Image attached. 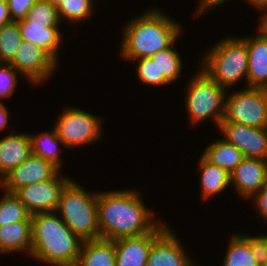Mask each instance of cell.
Instances as JSON below:
<instances>
[{
    "label": "cell",
    "mask_w": 267,
    "mask_h": 266,
    "mask_svg": "<svg viewBox=\"0 0 267 266\" xmlns=\"http://www.w3.org/2000/svg\"><path fill=\"white\" fill-rule=\"evenodd\" d=\"M134 189L99 191L97 194L99 238L116 240L151 232L161 220Z\"/></svg>",
    "instance_id": "1"
},
{
    "label": "cell",
    "mask_w": 267,
    "mask_h": 266,
    "mask_svg": "<svg viewBox=\"0 0 267 266\" xmlns=\"http://www.w3.org/2000/svg\"><path fill=\"white\" fill-rule=\"evenodd\" d=\"M148 10L130 18L121 30L122 41L118 51L123 61L150 58L170 47L183 34L179 21L154 7Z\"/></svg>",
    "instance_id": "2"
},
{
    "label": "cell",
    "mask_w": 267,
    "mask_h": 266,
    "mask_svg": "<svg viewBox=\"0 0 267 266\" xmlns=\"http://www.w3.org/2000/svg\"><path fill=\"white\" fill-rule=\"evenodd\" d=\"M83 242L56 212L32 215L30 259L45 266H75Z\"/></svg>",
    "instance_id": "3"
},
{
    "label": "cell",
    "mask_w": 267,
    "mask_h": 266,
    "mask_svg": "<svg viewBox=\"0 0 267 266\" xmlns=\"http://www.w3.org/2000/svg\"><path fill=\"white\" fill-rule=\"evenodd\" d=\"M240 37L221 38L201 55L199 62L201 66L198 69L226 90L234 88L239 82L241 84L244 79L245 87H248V49L246 41Z\"/></svg>",
    "instance_id": "4"
},
{
    "label": "cell",
    "mask_w": 267,
    "mask_h": 266,
    "mask_svg": "<svg viewBox=\"0 0 267 266\" xmlns=\"http://www.w3.org/2000/svg\"><path fill=\"white\" fill-rule=\"evenodd\" d=\"M97 194V190L89 192L71 179L63 188L55 211L83 241L99 239Z\"/></svg>",
    "instance_id": "5"
},
{
    "label": "cell",
    "mask_w": 267,
    "mask_h": 266,
    "mask_svg": "<svg viewBox=\"0 0 267 266\" xmlns=\"http://www.w3.org/2000/svg\"><path fill=\"white\" fill-rule=\"evenodd\" d=\"M186 82L185 109L188 112V124L196 126L212 118L217 127L225 114V96L228 90L211 79L202 69Z\"/></svg>",
    "instance_id": "6"
},
{
    "label": "cell",
    "mask_w": 267,
    "mask_h": 266,
    "mask_svg": "<svg viewBox=\"0 0 267 266\" xmlns=\"http://www.w3.org/2000/svg\"><path fill=\"white\" fill-rule=\"evenodd\" d=\"M54 122V129L66 149L82 148L103 137V119L80 108L63 107Z\"/></svg>",
    "instance_id": "7"
},
{
    "label": "cell",
    "mask_w": 267,
    "mask_h": 266,
    "mask_svg": "<svg viewBox=\"0 0 267 266\" xmlns=\"http://www.w3.org/2000/svg\"><path fill=\"white\" fill-rule=\"evenodd\" d=\"M221 122L251 127H267V89L244 87L225 96V114Z\"/></svg>",
    "instance_id": "8"
},
{
    "label": "cell",
    "mask_w": 267,
    "mask_h": 266,
    "mask_svg": "<svg viewBox=\"0 0 267 266\" xmlns=\"http://www.w3.org/2000/svg\"><path fill=\"white\" fill-rule=\"evenodd\" d=\"M9 64L32 86L49 80L59 65L45 50L26 40H22Z\"/></svg>",
    "instance_id": "9"
},
{
    "label": "cell",
    "mask_w": 267,
    "mask_h": 266,
    "mask_svg": "<svg viewBox=\"0 0 267 266\" xmlns=\"http://www.w3.org/2000/svg\"><path fill=\"white\" fill-rule=\"evenodd\" d=\"M71 179L60 171L53 179L25 186L15 194L31 215L55 212L63 188Z\"/></svg>",
    "instance_id": "10"
},
{
    "label": "cell",
    "mask_w": 267,
    "mask_h": 266,
    "mask_svg": "<svg viewBox=\"0 0 267 266\" xmlns=\"http://www.w3.org/2000/svg\"><path fill=\"white\" fill-rule=\"evenodd\" d=\"M218 131L222 138L237 147L244 157L267 160V127L221 122Z\"/></svg>",
    "instance_id": "11"
},
{
    "label": "cell",
    "mask_w": 267,
    "mask_h": 266,
    "mask_svg": "<svg viewBox=\"0 0 267 266\" xmlns=\"http://www.w3.org/2000/svg\"><path fill=\"white\" fill-rule=\"evenodd\" d=\"M59 172L52 163L31 154L0 180V190L16 193L25 186L53 179Z\"/></svg>",
    "instance_id": "12"
},
{
    "label": "cell",
    "mask_w": 267,
    "mask_h": 266,
    "mask_svg": "<svg viewBox=\"0 0 267 266\" xmlns=\"http://www.w3.org/2000/svg\"><path fill=\"white\" fill-rule=\"evenodd\" d=\"M171 225L161 221L151 232L114 240L116 266H146L152 243Z\"/></svg>",
    "instance_id": "13"
},
{
    "label": "cell",
    "mask_w": 267,
    "mask_h": 266,
    "mask_svg": "<svg viewBox=\"0 0 267 266\" xmlns=\"http://www.w3.org/2000/svg\"><path fill=\"white\" fill-rule=\"evenodd\" d=\"M169 226L153 243L146 266H194L178 233Z\"/></svg>",
    "instance_id": "14"
},
{
    "label": "cell",
    "mask_w": 267,
    "mask_h": 266,
    "mask_svg": "<svg viewBox=\"0 0 267 266\" xmlns=\"http://www.w3.org/2000/svg\"><path fill=\"white\" fill-rule=\"evenodd\" d=\"M230 182L240 199L250 200L267 184V160L245 157L230 173Z\"/></svg>",
    "instance_id": "15"
},
{
    "label": "cell",
    "mask_w": 267,
    "mask_h": 266,
    "mask_svg": "<svg viewBox=\"0 0 267 266\" xmlns=\"http://www.w3.org/2000/svg\"><path fill=\"white\" fill-rule=\"evenodd\" d=\"M16 22L23 40L41 47L59 64V51L65 38L61 32V27H47L43 23L26 20L25 18Z\"/></svg>",
    "instance_id": "16"
},
{
    "label": "cell",
    "mask_w": 267,
    "mask_h": 266,
    "mask_svg": "<svg viewBox=\"0 0 267 266\" xmlns=\"http://www.w3.org/2000/svg\"><path fill=\"white\" fill-rule=\"evenodd\" d=\"M244 234L230 235L222 266H259L262 259L256 237Z\"/></svg>",
    "instance_id": "17"
},
{
    "label": "cell",
    "mask_w": 267,
    "mask_h": 266,
    "mask_svg": "<svg viewBox=\"0 0 267 266\" xmlns=\"http://www.w3.org/2000/svg\"><path fill=\"white\" fill-rule=\"evenodd\" d=\"M242 38L248 49V87L267 89V39L258 32Z\"/></svg>",
    "instance_id": "18"
},
{
    "label": "cell",
    "mask_w": 267,
    "mask_h": 266,
    "mask_svg": "<svg viewBox=\"0 0 267 266\" xmlns=\"http://www.w3.org/2000/svg\"><path fill=\"white\" fill-rule=\"evenodd\" d=\"M32 154L29 133L9 134L0 139V180Z\"/></svg>",
    "instance_id": "19"
},
{
    "label": "cell",
    "mask_w": 267,
    "mask_h": 266,
    "mask_svg": "<svg viewBox=\"0 0 267 266\" xmlns=\"http://www.w3.org/2000/svg\"><path fill=\"white\" fill-rule=\"evenodd\" d=\"M32 251V215L25 221L0 226V254Z\"/></svg>",
    "instance_id": "20"
},
{
    "label": "cell",
    "mask_w": 267,
    "mask_h": 266,
    "mask_svg": "<svg viewBox=\"0 0 267 266\" xmlns=\"http://www.w3.org/2000/svg\"><path fill=\"white\" fill-rule=\"evenodd\" d=\"M199 186L203 201H209L214 195H220L231 186L230 173L207 161L202 155L199 158Z\"/></svg>",
    "instance_id": "21"
},
{
    "label": "cell",
    "mask_w": 267,
    "mask_h": 266,
    "mask_svg": "<svg viewBox=\"0 0 267 266\" xmlns=\"http://www.w3.org/2000/svg\"><path fill=\"white\" fill-rule=\"evenodd\" d=\"M75 266H116L115 242L102 238L84 241Z\"/></svg>",
    "instance_id": "22"
},
{
    "label": "cell",
    "mask_w": 267,
    "mask_h": 266,
    "mask_svg": "<svg viewBox=\"0 0 267 266\" xmlns=\"http://www.w3.org/2000/svg\"><path fill=\"white\" fill-rule=\"evenodd\" d=\"M212 141L201 155L210 163L231 173L245 158L243 153L224 138Z\"/></svg>",
    "instance_id": "23"
},
{
    "label": "cell",
    "mask_w": 267,
    "mask_h": 266,
    "mask_svg": "<svg viewBox=\"0 0 267 266\" xmlns=\"http://www.w3.org/2000/svg\"><path fill=\"white\" fill-rule=\"evenodd\" d=\"M29 136L31 140L32 154L45 159L62 171V161L64 160H62L60 154H62L61 149L65 147L62 140L58 137L56 130L52 127L50 132L43 131L38 135L32 133L29 134Z\"/></svg>",
    "instance_id": "24"
},
{
    "label": "cell",
    "mask_w": 267,
    "mask_h": 266,
    "mask_svg": "<svg viewBox=\"0 0 267 266\" xmlns=\"http://www.w3.org/2000/svg\"><path fill=\"white\" fill-rule=\"evenodd\" d=\"M168 48L158 51L150 58L156 63L160 74H163L170 82L178 81L183 72V61L179 51L175 49V43Z\"/></svg>",
    "instance_id": "25"
},
{
    "label": "cell",
    "mask_w": 267,
    "mask_h": 266,
    "mask_svg": "<svg viewBox=\"0 0 267 266\" xmlns=\"http://www.w3.org/2000/svg\"><path fill=\"white\" fill-rule=\"evenodd\" d=\"M95 6L94 0H61L57 4L58 16L61 23L86 22L94 13Z\"/></svg>",
    "instance_id": "26"
},
{
    "label": "cell",
    "mask_w": 267,
    "mask_h": 266,
    "mask_svg": "<svg viewBox=\"0 0 267 266\" xmlns=\"http://www.w3.org/2000/svg\"><path fill=\"white\" fill-rule=\"evenodd\" d=\"M1 196L0 226L25 221L31 216L15 193L4 191Z\"/></svg>",
    "instance_id": "27"
},
{
    "label": "cell",
    "mask_w": 267,
    "mask_h": 266,
    "mask_svg": "<svg viewBox=\"0 0 267 266\" xmlns=\"http://www.w3.org/2000/svg\"><path fill=\"white\" fill-rule=\"evenodd\" d=\"M22 40L17 22L0 27V64H9L13 60Z\"/></svg>",
    "instance_id": "28"
},
{
    "label": "cell",
    "mask_w": 267,
    "mask_h": 266,
    "mask_svg": "<svg viewBox=\"0 0 267 266\" xmlns=\"http://www.w3.org/2000/svg\"><path fill=\"white\" fill-rule=\"evenodd\" d=\"M25 19L43 23L47 27H62L57 5L50 0H37L28 11Z\"/></svg>",
    "instance_id": "29"
},
{
    "label": "cell",
    "mask_w": 267,
    "mask_h": 266,
    "mask_svg": "<svg viewBox=\"0 0 267 266\" xmlns=\"http://www.w3.org/2000/svg\"><path fill=\"white\" fill-rule=\"evenodd\" d=\"M136 61V76L141 84L151 87L169 86L171 84L163 74H160L156 63L151 58L137 59L133 62L136 63Z\"/></svg>",
    "instance_id": "30"
},
{
    "label": "cell",
    "mask_w": 267,
    "mask_h": 266,
    "mask_svg": "<svg viewBox=\"0 0 267 266\" xmlns=\"http://www.w3.org/2000/svg\"><path fill=\"white\" fill-rule=\"evenodd\" d=\"M19 74V75H18ZM18 76H22L10 64H0V102L1 99H9L18 87Z\"/></svg>",
    "instance_id": "31"
},
{
    "label": "cell",
    "mask_w": 267,
    "mask_h": 266,
    "mask_svg": "<svg viewBox=\"0 0 267 266\" xmlns=\"http://www.w3.org/2000/svg\"><path fill=\"white\" fill-rule=\"evenodd\" d=\"M37 0H7L12 21L24 19Z\"/></svg>",
    "instance_id": "32"
},
{
    "label": "cell",
    "mask_w": 267,
    "mask_h": 266,
    "mask_svg": "<svg viewBox=\"0 0 267 266\" xmlns=\"http://www.w3.org/2000/svg\"><path fill=\"white\" fill-rule=\"evenodd\" d=\"M250 199L255 206V211L259 213V216L261 215L265 222L267 220V184Z\"/></svg>",
    "instance_id": "33"
},
{
    "label": "cell",
    "mask_w": 267,
    "mask_h": 266,
    "mask_svg": "<svg viewBox=\"0 0 267 266\" xmlns=\"http://www.w3.org/2000/svg\"><path fill=\"white\" fill-rule=\"evenodd\" d=\"M229 2L231 0H199L197 1L198 2V5H197V9L195 8V11L194 12V17L197 18V17H202L201 15H204V13L208 10H211L214 8H218V6H221L223 4H226V2Z\"/></svg>",
    "instance_id": "34"
},
{
    "label": "cell",
    "mask_w": 267,
    "mask_h": 266,
    "mask_svg": "<svg viewBox=\"0 0 267 266\" xmlns=\"http://www.w3.org/2000/svg\"><path fill=\"white\" fill-rule=\"evenodd\" d=\"M13 22L9 13L7 1L0 2V27Z\"/></svg>",
    "instance_id": "35"
},
{
    "label": "cell",
    "mask_w": 267,
    "mask_h": 266,
    "mask_svg": "<svg viewBox=\"0 0 267 266\" xmlns=\"http://www.w3.org/2000/svg\"><path fill=\"white\" fill-rule=\"evenodd\" d=\"M261 12H263V13L260 16L261 17L260 20H257L259 27H257L258 29H256V30L264 38L267 39V8L260 10L259 13H261Z\"/></svg>",
    "instance_id": "36"
},
{
    "label": "cell",
    "mask_w": 267,
    "mask_h": 266,
    "mask_svg": "<svg viewBox=\"0 0 267 266\" xmlns=\"http://www.w3.org/2000/svg\"><path fill=\"white\" fill-rule=\"evenodd\" d=\"M9 110L3 102H0V132L6 130L9 126Z\"/></svg>",
    "instance_id": "37"
},
{
    "label": "cell",
    "mask_w": 267,
    "mask_h": 266,
    "mask_svg": "<svg viewBox=\"0 0 267 266\" xmlns=\"http://www.w3.org/2000/svg\"><path fill=\"white\" fill-rule=\"evenodd\" d=\"M259 244L261 259L267 262V233L261 235H255Z\"/></svg>",
    "instance_id": "38"
},
{
    "label": "cell",
    "mask_w": 267,
    "mask_h": 266,
    "mask_svg": "<svg viewBox=\"0 0 267 266\" xmlns=\"http://www.w3.org/2000/svg\"><path fill=\"white\" fill-rule=\"evenodd\" d=\"M245 3H249L250 7H254L255 11L258 9L259 11L267 8V0H244Z\"/></svg>",
    "instance_id": "39"
},
{
    "label": "cell",
    "mask_w": 267,
    "mask_h": 266,
    "mask_svg": "<svg viewBox=\"0 0 267 266\" xmlns=\"http://www.w3.org/2000/svg\"><path fill=\"white\" fill-rule=\"evenodd\" d=\"M259 266H267V262L264 260H261L259 263Z\"/></svg>",
    "instance_id": "40"
},
{
    "label": "cell",
    "mask_w": 267,
    "mask_h": 266,
    "mask_svg": "<svg viewBox=\"0 0 267 266\" xmlns=\"http://www.w3.org/2000/svg\"><path fill=\"white\" fill-rule=\"evenodd\" d=\"M52 1L55 5H57L61 0H50Z\"/></svg>",
    "instance_id": "41"
}]
</instances>
